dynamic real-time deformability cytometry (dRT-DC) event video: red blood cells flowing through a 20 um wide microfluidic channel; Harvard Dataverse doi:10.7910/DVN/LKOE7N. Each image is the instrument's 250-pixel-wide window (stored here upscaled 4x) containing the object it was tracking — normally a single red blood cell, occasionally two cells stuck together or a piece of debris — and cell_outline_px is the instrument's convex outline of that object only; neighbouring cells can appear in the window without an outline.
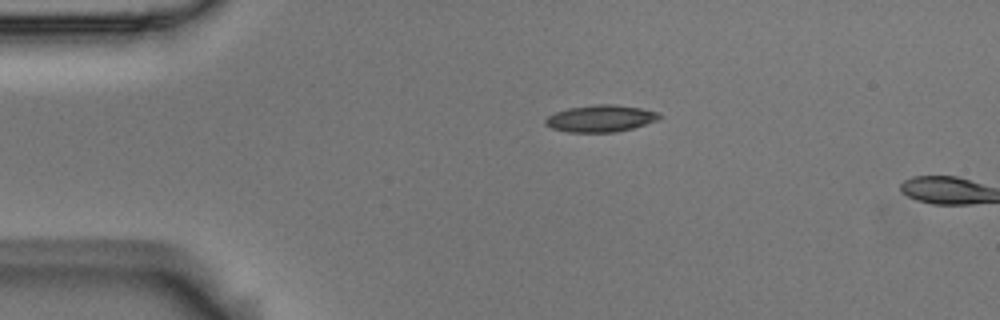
{"species": "Egyptian fruit bat (a non-hibernating species)", "species_latin": "Rousettus aegyptiacus", "temperature_condition": "room temperature", "stored_images_in_passage": 2, "camera_frame_rate_fps": 3000, "um_per_image_px": 0.085, "animal": {"sex": "male"}, "frame": {"image": 1, "passage_image": 1, "time_ms": 0.0, "image_size_px": [1000, 320], "cell_outline_px": [[664, 116], [660, 120], [632, 128], [616, 132], [568, 132], [552, 128], [544, 124], [544, 120], [548, 116], [556, 112], [568, 108], [596, 104], [616, 104], [640, 108], [660, 112]], "centroid_in_image_um": [51.1, 10.06], "position_along_channel_um": 33.9, "area_um2": 18.03}}